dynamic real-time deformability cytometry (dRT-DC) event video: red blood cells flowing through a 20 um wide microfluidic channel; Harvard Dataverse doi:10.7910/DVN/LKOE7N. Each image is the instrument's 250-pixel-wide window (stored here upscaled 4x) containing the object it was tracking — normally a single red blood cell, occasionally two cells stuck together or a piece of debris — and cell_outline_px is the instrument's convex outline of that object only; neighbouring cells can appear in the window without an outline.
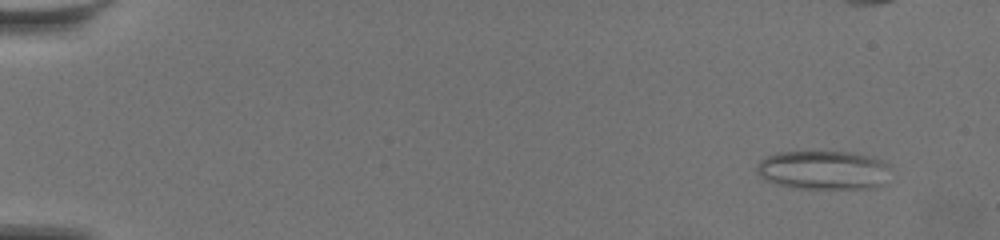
{"species": "common noctule bat (a hibernating species)", "species_latin": "Nyctalus noctula", "temperature_condition": "warm", "stored_images_in_passage": 36, "camera_frame_rate_fps": 3000, "um_per_image_px": 0.085, "animal": {"sex": "female", "body_mass_g": 19.5, "forearm_length_mm": 54.1}, "frame": {"image": 1, "passage_image": 3, "time_ms": 0.667, "image_size_px": [1000, 240], "cell_outline_px": [[896, 172], [876, 188], [796, 188], [776, 184], [764, 180], [756, 172], [756, 164], [760, 160], [768, 156], [780, 152], [848, 152], [884, 160], [892, 164]], "centroid_in_image_um": [70.07, 14.46], "position_along_channel_um": 14.9, "area_um2": 30.87}}
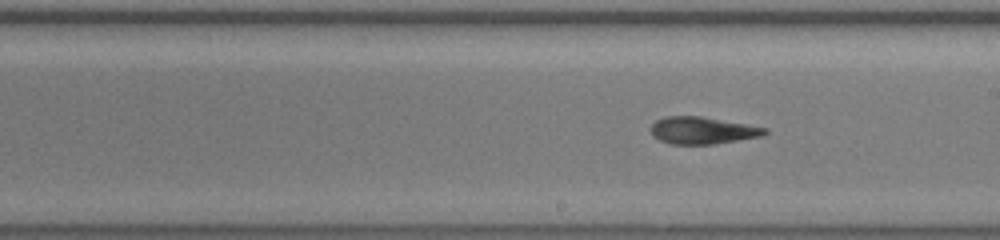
{"frame": {"image": 2, "passage_image": 21, "time_ms": 6.667, "image_size_px": [1000, 240], "cell_outline_px": [[768, 132], [760, 136], [712, 144], [668, 144], [652, 136], [652, 124], [656, 120], [668, 116], [700, 116], [768, 128]], "centroid_in_image_um": [59.68, 11.09], "position_along_channel_um": 229.3, "area_um2": 17.74}}
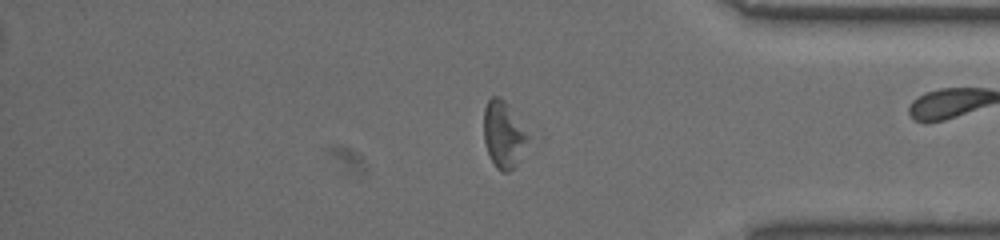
{"frame": {"image": 3, "passage_image": 30, "time_ms": 9.667, "image_size_px": [1000, 240], "cell_outline_px": [[544, 136], [508, 172], [504, 172], [496, 168], [488, 152], [484, 140], [484, 108], [488, 100], [492, 96], [500, 96]], "centroid_in_image_um": [43.12, 11.39], "position_along_channel_um": 392.1, "area_um2": 20.06}}